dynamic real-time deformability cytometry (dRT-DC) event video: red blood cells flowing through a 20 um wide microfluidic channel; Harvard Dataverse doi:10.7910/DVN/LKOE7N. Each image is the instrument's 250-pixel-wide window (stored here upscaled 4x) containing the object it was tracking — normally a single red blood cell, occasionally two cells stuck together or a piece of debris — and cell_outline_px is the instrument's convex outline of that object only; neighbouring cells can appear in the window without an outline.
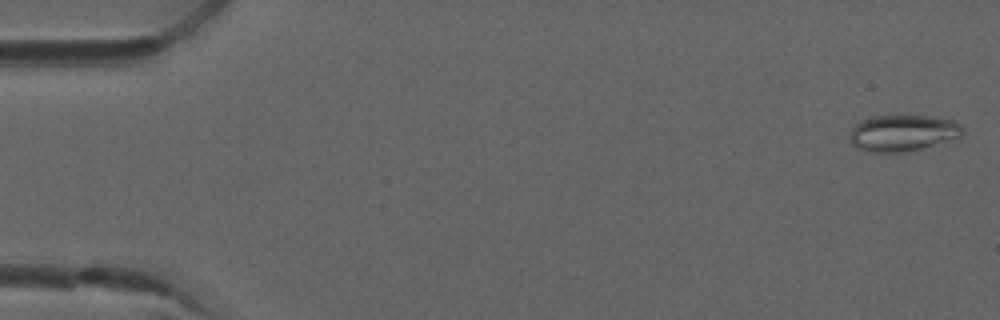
{"species": "common noctule bat (a hibernating species)", "species_latin": "Nyctalus noctula", "temperature_condition": "room temperature", "stored_images_in_passage": 4, "camera_frame_rate_fps": 3000, "um_per_image_px": 0.085, "animal": {"sex": "male", "forearm_length_mm": 52.5}, "frame": {"image": 1, "passage_image": 1, "time_ms": 0.0, "image_size_px": [1000, 320], "cell_outline_px": [[964, 132], [960, 136], [920, 148], [900, 152], [872, 152], [856, 148], [852, 144], [848, 136], [852, 128], [856, 124], [872, 116], [928, 116], [952, 120], [960, 124], [964, 128]], "centroid_in_image_um": [76.69, 11.3], "position_along_channel_um": 8.3, "area_um2": 23.52}}